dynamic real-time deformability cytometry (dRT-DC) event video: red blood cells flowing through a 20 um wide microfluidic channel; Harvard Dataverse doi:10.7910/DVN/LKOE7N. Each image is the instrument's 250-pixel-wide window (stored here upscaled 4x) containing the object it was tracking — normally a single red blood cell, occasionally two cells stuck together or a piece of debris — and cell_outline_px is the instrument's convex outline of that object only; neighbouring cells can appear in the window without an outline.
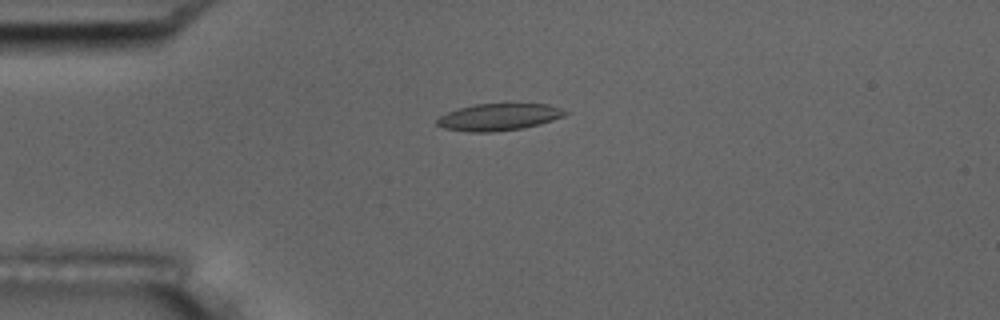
{"species": "common noctule bat (a hibernating species)", "species_latin": "Nyctalus noctula", "temperature_condition": "room temperature", "stored_images_in_passage": 9, "camera_frame_rate_fps": 3000, "um_per_image_px": 0.085, "animal": {"sex": "male", "body_mass_g": 17.5, "forearm_length_mm": 52.3}, "frame": {"image": 1, "passage_image": 4, "time_ms": 3.667, "image_size_px": [1000, 320], "cell_outline_px": [[568, 112], [564, 116], [540, 124], [524, 128], [492, 132], [468, 132], [444, 128], [436, 124], [436, 120], [440, 116], [456, 108], [476, 104], [548, 104], [560, 108]], "centroid_in_image_um": [42.37, 9.95], "position_along_channel_um": 42.6, "area_um2": 20.11}}
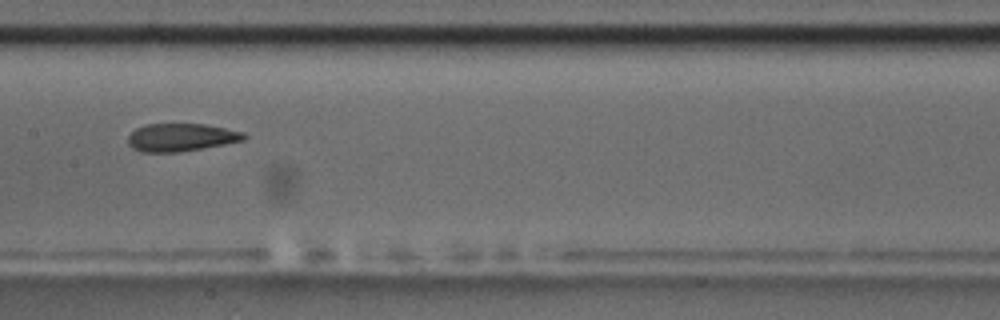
{"frame": {"image": 2, "passage_image": 8, "time_ms": 8.333, "image_size_px": [1000, 320], "cell_outline_px": [[248, 136], [244, 140], [224, 144], [180, 152], [140, 152], [132, 148], [128, 144], [128, 136], [136, 128], [144, 124], [204, 124], [244, 132]], "centroid_in_image_um": [15.37, 11.68], "position_along_channel_um": 192.0, "area_um2": 18.84}}